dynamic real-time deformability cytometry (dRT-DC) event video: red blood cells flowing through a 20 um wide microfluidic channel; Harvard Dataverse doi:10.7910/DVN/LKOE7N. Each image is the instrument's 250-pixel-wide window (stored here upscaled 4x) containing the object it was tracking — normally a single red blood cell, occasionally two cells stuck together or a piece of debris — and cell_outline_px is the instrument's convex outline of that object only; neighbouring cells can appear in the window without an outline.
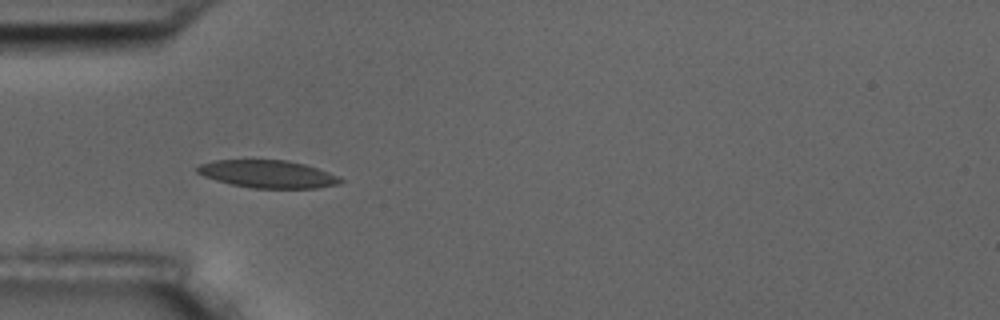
{"species": "common noctule bat (a hibernating species)", "species_latin": "Nyctalus noctula", "temperature_condition": "room temperature", "stored_images_in_passage": 6, "camera_frame_rate_fps": 3000, "um_per_image_px": 0.085, "animal": {"sex": "male", "body_mass_g": 17.5, "forearm_length_mm": 52.3}, "frame": {"image": 1, "passage_image": 6, "time_ms": 5.667, "image_size_px": [1000, 320], "cell_outline_px": [[344, 180], [340, 184], [316, 188], [252, 188], [232, 184], [216, 180], [204, 176], [196, 172], [196, 168], [200, 164], [212, 160], [288, 160], [304, 164], [328, 172]], "centroid_in_image_um": [22.74, 14.79], "position_along_channel_um": 62.3, "area_um2": 22.95}}